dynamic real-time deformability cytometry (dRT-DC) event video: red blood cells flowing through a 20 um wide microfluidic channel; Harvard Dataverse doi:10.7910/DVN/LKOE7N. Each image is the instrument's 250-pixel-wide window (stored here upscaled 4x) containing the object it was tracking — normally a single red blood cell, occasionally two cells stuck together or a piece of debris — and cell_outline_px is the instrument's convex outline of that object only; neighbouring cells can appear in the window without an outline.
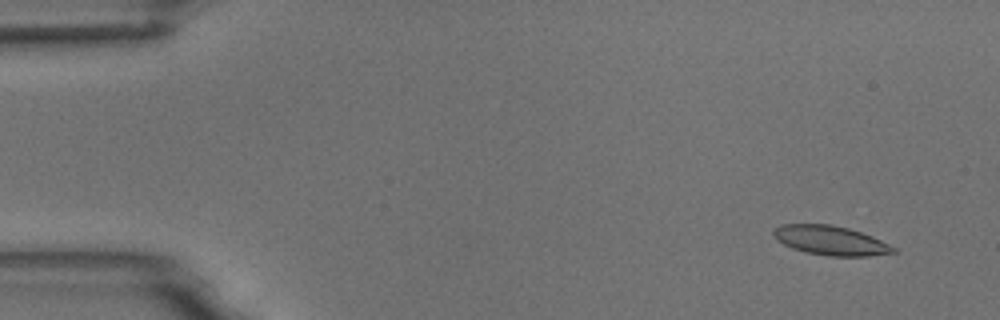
{"species": "common noctule bat (a hibernating species)", "species_latin": "Nyctalus noctula", "temperature_condition": "room temperature", "stored_images_in_passage": 5, "camera_frame_rate_fps": 3000, "um_per_image_px": 0.085, "animal": {"sex": "male", "body_mass_g": 18.8}, "frame": {"image": 1, "passage_image": 1, "time_ms": 0.0, "image_size_px": [1000, 320], "cell_outline_px": [[896, 252], [868, 256], [828, 256], [804, 252], [792, 248], [776, 240], [772, 236], [772, 228], [780, 224], [832, 224], [848, 228], [872, 236], [896, 248]], "centroid_in_image_um": [70.53, 20.43], "position_along_channel_um": 14.5, "area_um2": 20.63}}
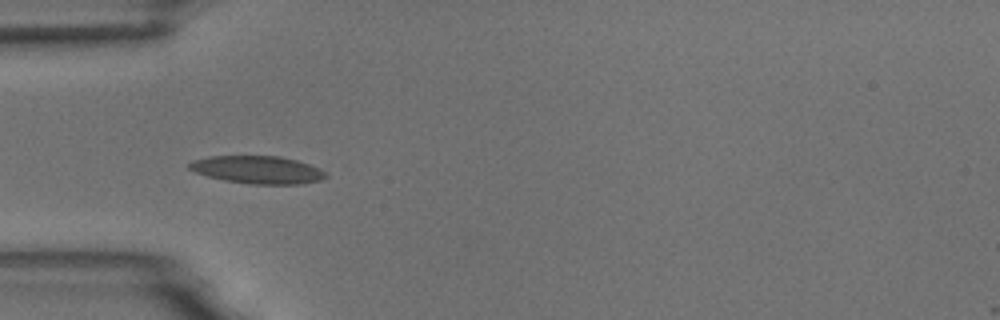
{"frame": {"image": 2, "passage_image": 4, "time_ms": 4.333, "image_size_px": [1000, 320], "cell_outline_px": [[328, 176], [320, 180], [300, 184], [248, 184], [224, 180], [208, 176], [196, 172], [188, 168], [188, 164], [192, 160], [208, 156], [280, 156], [296, 160], [320, 168]], "centroid_in_image_um": [21.88, 14.43], "position_along_channel_um": 63.1, "area_um2": 22.02}}